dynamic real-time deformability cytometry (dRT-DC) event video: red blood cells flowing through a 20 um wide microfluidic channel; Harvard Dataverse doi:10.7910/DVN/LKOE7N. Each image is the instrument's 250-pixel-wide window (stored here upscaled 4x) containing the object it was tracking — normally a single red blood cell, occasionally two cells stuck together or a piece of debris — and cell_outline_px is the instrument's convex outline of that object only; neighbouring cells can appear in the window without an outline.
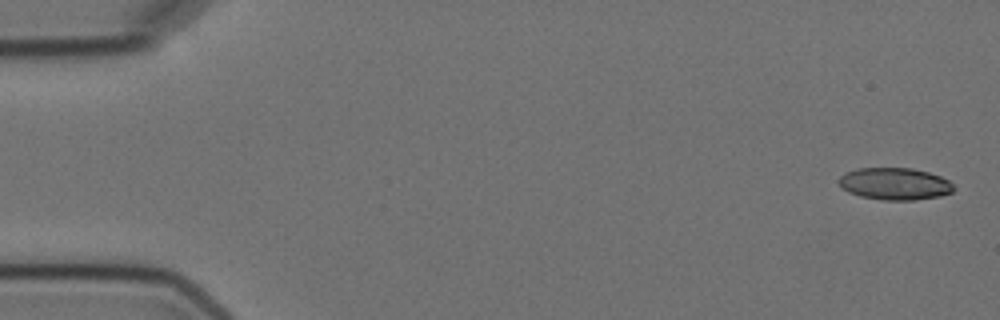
{"species": "Egyptian fruit bat (a non-hibernating species)", "species_latin": "Rousettus aegyptiacus", "temperature_condition": "cold", "stored_images_in_passage": 7, "camera_frame_rate_fps": 3000, "um_per_image_px": 0.085, "animal": {"sex": "female"}, "frame": {"image": 1, "passage_image": 1, "time_ms": 0.0, "image_size_px": [1000, 320], "cell_outline_px": [[956, 188], [952, 192], [940, 196], [916, 200], [884, 200], [860, 196], [848, 192], [836, 180], [844, 172], [856, 168], [912, 168], [928, 172], [940, 176], [948, 180]], "centroid_in_image_um": [76.05, 15.62], "position_along_channel_um": 9.0, "area_um2": 21.62}}
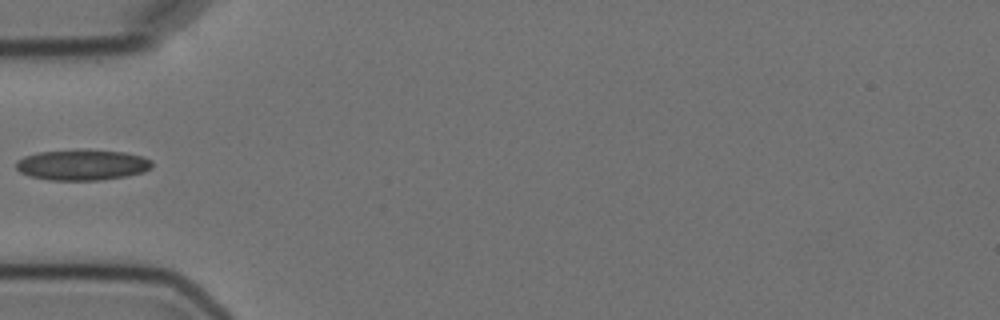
{"frame": {"image": 2, "passage_image": 6, "time_ms": 5.667, "image_size_px": [1000, 320], "cell_outline_px": [[152, 168], [144, 172], [128, 176], [100, 180], [48, 180], [28, 176], [20, 172], [16, 168], [16, 160], [24, 156], [40, 152], [84, 148], [124, 152], [140, 156], [152, 160]], "centroid_in_image_um": [6.99, 14.0], "position_along_channel_um": 78.0, "area_um2": 24.8}}
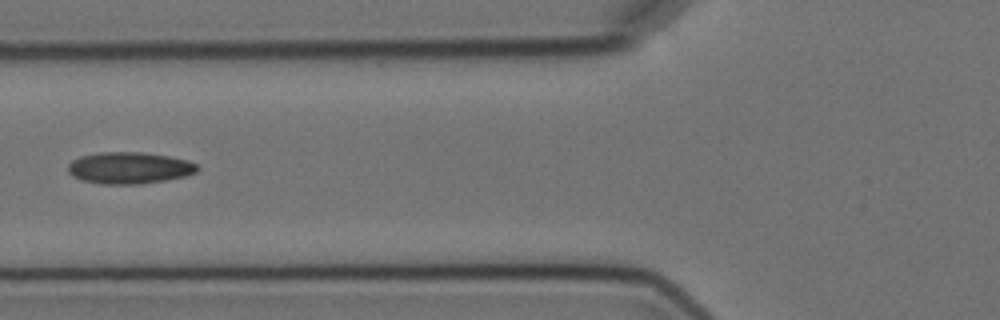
{"frame": {"image": 3, "passage_image": 7, "time_ms": 6.667, "image_size_px": [1000, 320], "cell_outline_px": [[200, 168], [196, 172], [184, 176], [164, 180], [140, 184], [100, 184], [80, 180], [72, 176], [68, 172], [68, 164], [72, 160], [80, 156], [100, 152], [144, 152], [168, 156], [188, 160], [196, 164]], "centroid_in_image_um": [10.96, 14.27], "position_along_channel_um": 114.8, "area_um2": 23.99}}